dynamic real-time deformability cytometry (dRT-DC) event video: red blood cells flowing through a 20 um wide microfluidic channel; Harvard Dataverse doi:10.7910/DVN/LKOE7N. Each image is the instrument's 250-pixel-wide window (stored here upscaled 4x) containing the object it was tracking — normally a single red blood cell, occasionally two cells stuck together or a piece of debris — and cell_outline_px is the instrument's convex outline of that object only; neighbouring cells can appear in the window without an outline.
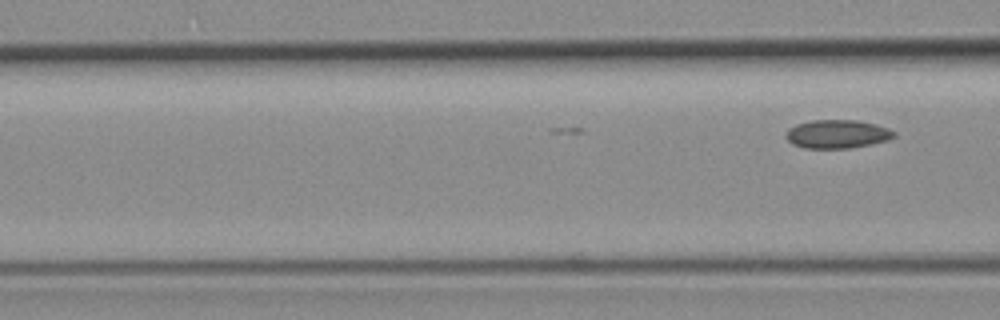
{"species": "common noctule bat (a hibernating species)", "species_latin": "Nyctalus noctula", "temperature_condition": "room temperature", "stored_images_in_passage": 7, "camera_frame_rate_fps": 3000, "um_per_image_px": 0.085, "animal": {"sex": "female", "body_mass_g": 19.3, "forearm_length_mm": 54.1}, "frame": {"image": 1, "passage_image": 7, "time_ms": 2.0, "image_size_px": [1000, 320], "cell_outline_px": [[896, 136], [888, 140], [872, 144], [848, 148], [804, 148], [792, 144], [784, 136], [784, 132], [788, 128], [796, 124], [812, 120], [856, 120], [876, 124], [888, 128], [896, 132]], "centroid_in_image_um": [71.15, 11.39], "position_along_channel_um": 95.5, "area_um2": 18.15}}